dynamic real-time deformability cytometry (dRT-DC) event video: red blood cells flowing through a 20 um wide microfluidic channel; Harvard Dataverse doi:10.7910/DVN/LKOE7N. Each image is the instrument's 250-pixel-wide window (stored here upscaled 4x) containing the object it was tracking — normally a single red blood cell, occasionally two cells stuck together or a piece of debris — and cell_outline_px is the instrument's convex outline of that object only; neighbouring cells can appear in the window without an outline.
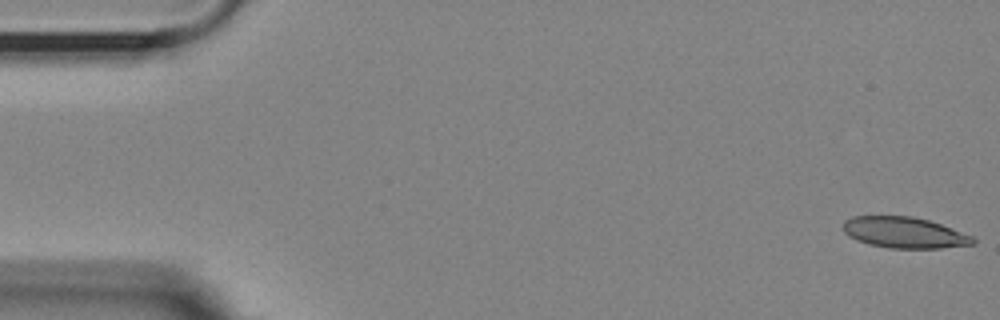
{"species": "Egyptian fruit bat (a non-hibernating species)", "species_latin": "Rousettus aegyptiacus", "temperature_condition": "room temperature", "stored_images_in_passage": 54, "camera_frame_rate_fps": 3000, "um_per_image_px": 0.085, "animal": {"sex": "female"}, "frame": {"image": 1, "passage_image": 1, "time_ms": 0.0, "image_size_px": [1000, 320], "cell_outline_px": [[976, 244], [940, 248], [888, 248], [868, 244], [856, 240], [848, 236], [844, 232], [844, 220], [852, 216], [912, 216], [928, 220], [940, 224], [972, 236], [976, 240]], "centroid_in_image_um": [76.85, 19.77], "position_along_channel_um": 8.2, "area_um2": 23.47}}
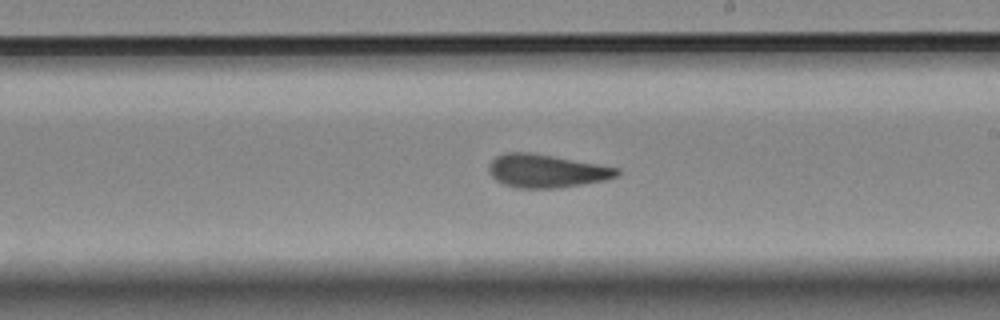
{"frame": {"image": 2, "passage_image": 31, "time_ms": 10.0, "image_size_px": [1000, 320], "cell_outline_px": [[620, 172], [616, 176], [604, 180], [560, 188], [516, 188], [504, 184], [496, 180], [488, 172], [488, 164], [496, 156], [504, 152], [532, 152], [620, 168]], "centroid_in_image_um": [46.41, 14.52], "position_along_channel_um": 242.6, "area_um2": 24.91}}
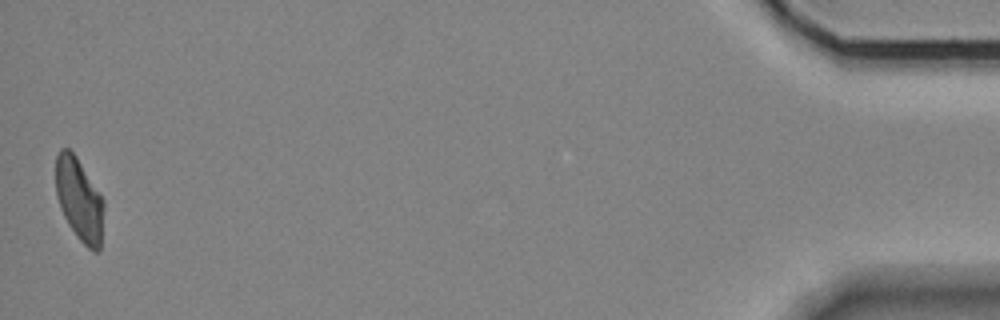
{"frame": {"image": 3, "passage_image": 54, "time_ms": 17.667, "image_size_px": [1000, 320], "cell_outline_px": [[104, 208], [100, 252], [92, 252], [76, 236], [68, 224], [60, 208], [56, 196], [56, 156], [60, 148], [68, 148], [76, 156], [104, 200]], "centroid_in_image_um": [6.74, 16.99], "position_along_channel_um": 428.5, "area_um2": 23.29}, "authors_computed_cell_mechanics": {"area_um2": 24.6228, "velocity_mm_per_s": 3.6227, "shape_relaxation_time_tau1_ms": 11.1608, "shape_relaxation_time_tau2_ms": 2.2547, "deformation_change_tau1": 0.2389, "deformation_change_tau2": 0.1093}}